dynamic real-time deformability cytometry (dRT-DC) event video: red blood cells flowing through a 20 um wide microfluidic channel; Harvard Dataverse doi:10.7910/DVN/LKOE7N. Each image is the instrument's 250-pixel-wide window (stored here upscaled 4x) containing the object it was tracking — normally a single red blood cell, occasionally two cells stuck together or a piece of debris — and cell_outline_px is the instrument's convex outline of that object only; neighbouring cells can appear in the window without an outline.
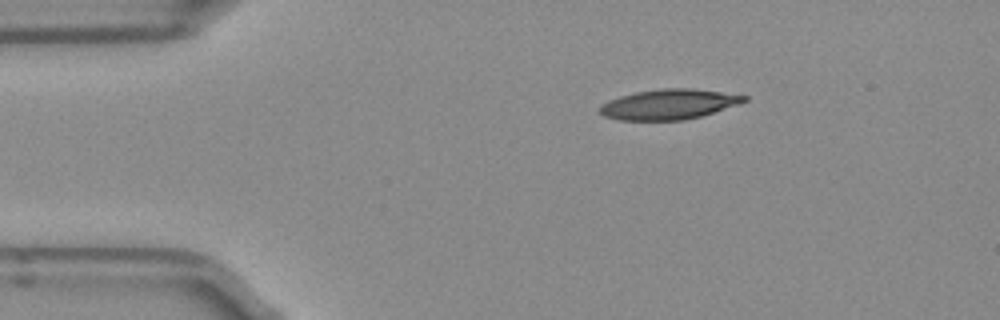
{"species": "Egyptian fruit bat (a non-hibernating species)", "species_latin": "Rousettus aegyptiacus", "temperature_condition": "room temperature", "stored_images_in_passage": 43, "camera_frame_rate_fps": 3000, "um_per_image_px": 0.085, "frame": {"image": 1, "passage_image": 1, "time_ms": 0.0, "image_size_px": [1000, 320], "cell_outline_px": [[748, 100], [740, 104], [700, 116], [684, 120], [620, 120], [604, 116], [600, 112], [600, 104], [608, 100], [620, 96], [636, 92], [664, 88], [692, 88], [748, 96]], "centroid_in_image_um": [56.85, 8.86], "position_along_channel_um": 28.2, "area_um2": 25.26}}
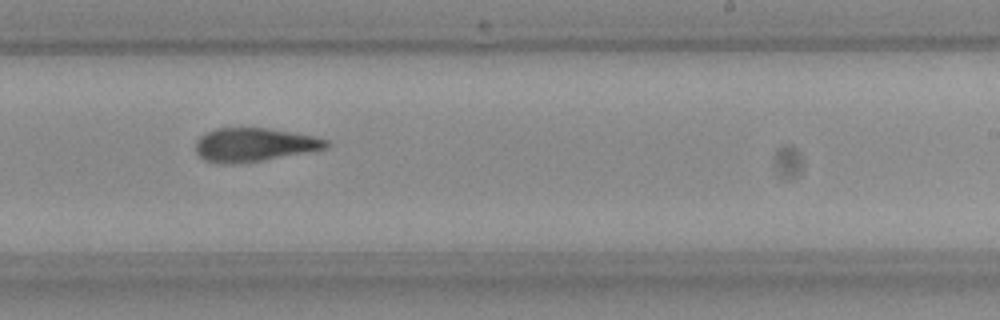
{"frame": {"image": 2, "passage_image": 23, "time_ms": 7.333, "image_size_px": [1000, 320], "cell_outline_px": [[332, 144], [328, 148], [260, 160], [232, 164], [204, 160], [196, 152], [196, 140], [200, 136], [216, 128], [268, 128], [312, 136], [328, 140]], "centroid_in_image_um": [21.6, 12.29], "position_along_channel_um": 267.4, "area_um2": 25.09}}
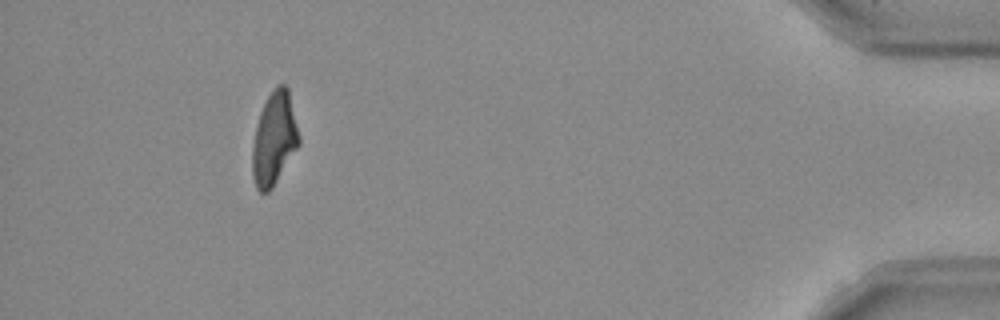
{"frame": {"image": 3, "passage_image": 39, "time_ms": 12.667, "image_size_px": [1000, 320], "cell_outline_px": [[300, 144], [272, 188], [268, 192], [260, 192], [256, 188], [252, 176], [252, 144], [256, 124], [260, 112], [268, 96], [276, 84], [284, 84], [288, 88], [300, 136]], "centroid_in_image_um": [23.3, 11.79], "position_along_channel_um": 411.9, "area_um2": 25.37}, "authors_computed_cell_mechanics": {"area_um2": 25.9522, "velocity_mm_per_s": 3.9502, "shape_relaxation_time_tau1_ms": null, "shape_relaxation_time_tau2_ms": 2.4386, "deformation_change_tau1": null, "deformation_change_tau2": 0.1073}}